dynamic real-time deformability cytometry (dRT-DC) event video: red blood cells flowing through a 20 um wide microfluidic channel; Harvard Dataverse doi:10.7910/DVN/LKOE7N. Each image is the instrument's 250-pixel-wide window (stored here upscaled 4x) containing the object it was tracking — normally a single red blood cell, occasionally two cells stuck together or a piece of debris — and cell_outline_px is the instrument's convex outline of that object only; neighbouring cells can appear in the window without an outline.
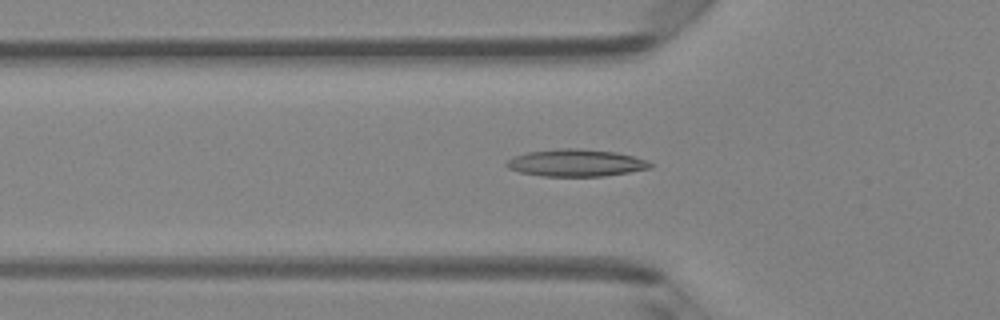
{"species": "Egyptian fruit bat (a non-hibernating species)", "species_latin": "Rousettus aegyptiacus", "temperature_condition": "room temperature", "stored_images_in_passage": 49, "camera_frame_rate_fps": 3000, "um_per_image_px": 0.085, "animal": {"sex": "female"}, "frame": {"image": 1, "passage_image": 17, "time_ms": 5.333, "image_size_px": [1000, 320], "cell_outline_px": [[652, 168], [604, 176], [540, 176], [520, 172], [508, 168], [504, 164], [512, 156], [528, 152], [560, 148], [580, 148], [616, 152], [648, 160], [652, 164]], "centroid_in_image_um": [48.94, 13.84], "position_along_channel_um": 76.9, "area_um2": 22.83}}
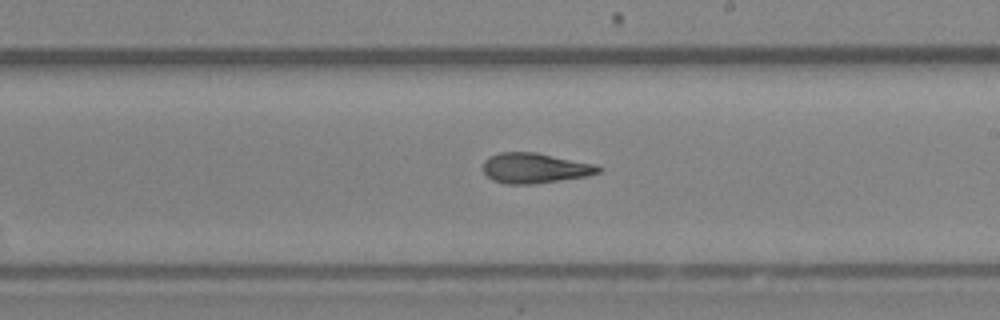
{"frame": {"image": 2, "passage_image": 29, "time_ms": 9.333, "image_size_px": [1000, 320], "cell_outline_px": [[604, 168], [600, 172], [588, 176], [532, 184], [508, 184], [492, 180], [484, 172], [484, 160], [488, 156], [500, 152], [536, 152], [596, 164]], "centroid_in_image_um": [45.49, 14.28], "position_along_channel_um": 243.5, "area_um2": 20.4}}
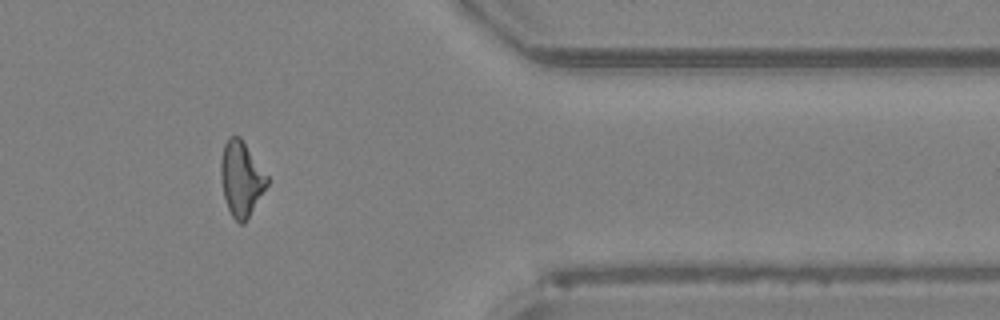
{"frame": {"image": 3, "passage_image": 41, "time_ms": 13.333, "image_size_px": [1000, 320], "cell_outline_px": [[268, 184], [244, 224], [240, 224], [232, 216], [228, 208], [224, 196], [220, 176], [220, 164], [224, 144], [228, 136], [240, 136], [268, 176]], "centroid_in_image_um": [20.49, 15.17], "position_along_channel_um": 390.9, "area_um2": 20.06}, "authors_computed_cell_mechanics": {"area_um2": 20.4034, "velocity_mm_per_s": 4.1861, "shape_relaxation_time_tau1_ms": 10.6627, "shape_relaxation_time_tau2_ms": 1.8021, "deformation_change_tau1": 0.2791, "deformation_change_tau2": 0.1084}}